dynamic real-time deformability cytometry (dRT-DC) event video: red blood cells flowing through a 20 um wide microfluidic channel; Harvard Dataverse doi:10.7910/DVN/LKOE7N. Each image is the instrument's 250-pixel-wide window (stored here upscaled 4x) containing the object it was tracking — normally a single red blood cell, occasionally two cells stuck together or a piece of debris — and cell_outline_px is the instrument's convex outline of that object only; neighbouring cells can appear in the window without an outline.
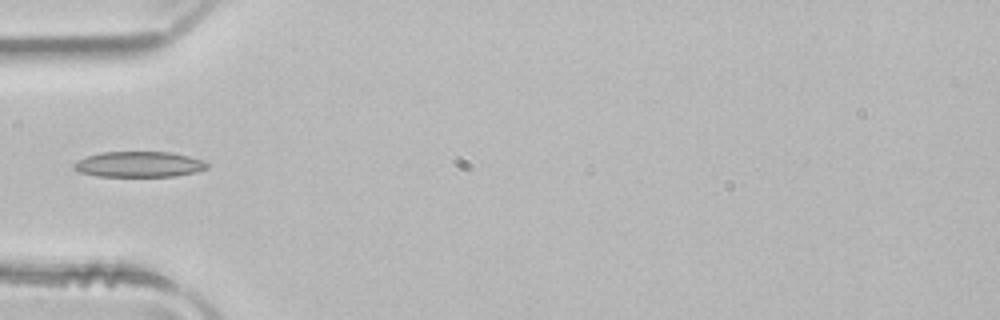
{"species": "common noctule bat (a hibernating species)", "species_latin": "Nyctalus noctula", "temperature_condition": "room temperature", "stored_images_in_passage": 35, "camera_frame_rate_fps": 3000, "um_per_image_px": 0.085, "animal": {"sex": "male", "body_mass_g": 21.5, "forearm_length_mm": 52.0}, "frame": {"image": 1, "passage_image": 1, "time_ms": 0.0, "image_size_px": [1000, 320], "cell_outline_px": [[208, 168], [196, 172], [176, 176], [96, 176], [80, 172], [72, 168], [72, 164], [76, 160], [100, 152], [172, 152], [188, 156], [200, 160], [208, 164]], "centroid_in_image_um": [11.77, 13.97], "position_along_channel_um": 73.2, "area_um2": 19.88}}
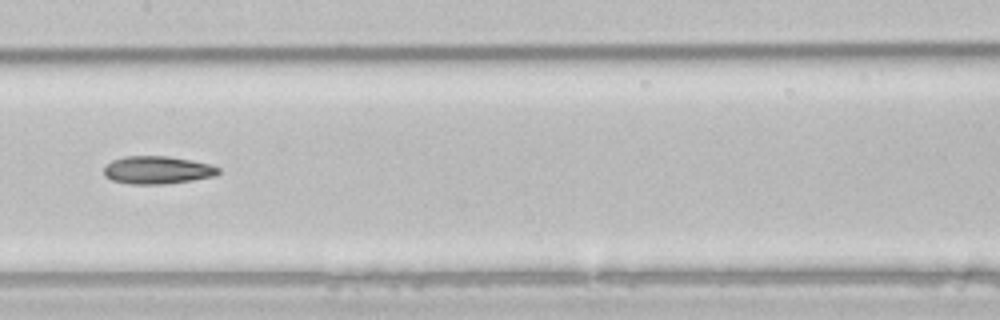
{"frame": {"image": 2, "passage_image": 10, "time_ms": 3.0, "image_size_px": [1000, 320], "cell_outline_px": [[220, 172], [216, 176], [192, 180], [164, 184], [132, 184], [112, 180], [104, 176], [104, 168], [112, 160], [124, 156], [168, 156], [208, 164], [220, 168]], "centroid_in_image_um": [13.36, 14.45], "position_along_channel_um": 194.0, "area_um2": 18.44}}
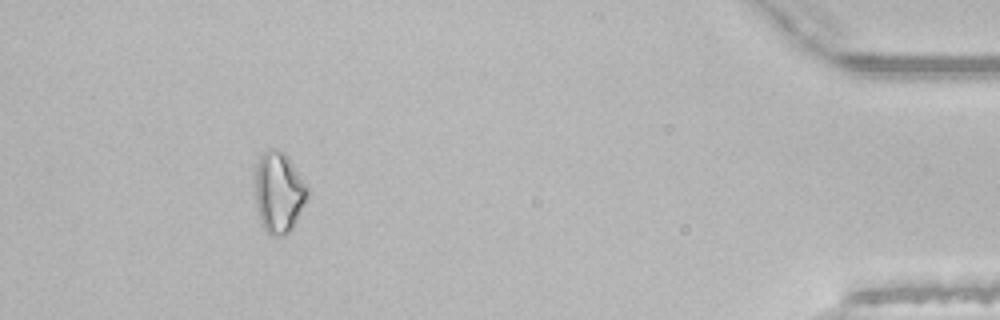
{"frame": {"image": 3, "passage_image": 31, "time_ms": 10.0, "image_size_px": [1000, 320], "cell_outline_px": [[308, 196], [292, 228], [284, 236], [272, 236], [260, 224], [256, 208], [256, 164], [260, 156], [268, 148], [280, 148], [288, 156], [308, 184]], "centroid_in_image_um": [23.7, 16.32], "position_along_channel_um": 411.5, "area_um2": 24.97}}